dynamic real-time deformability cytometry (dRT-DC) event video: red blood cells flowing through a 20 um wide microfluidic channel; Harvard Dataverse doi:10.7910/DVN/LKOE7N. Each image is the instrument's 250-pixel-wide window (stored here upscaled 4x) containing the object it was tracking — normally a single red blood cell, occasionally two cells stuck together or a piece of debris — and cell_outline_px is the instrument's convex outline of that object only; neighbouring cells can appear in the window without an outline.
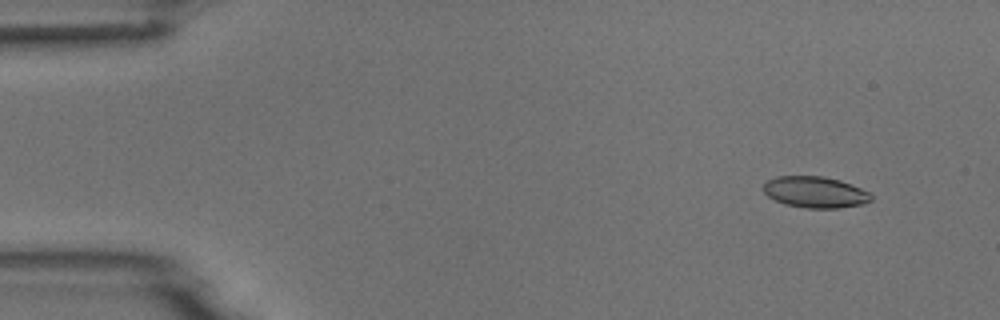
{"species": "common noctule bat (a hibernating species)", "species_latin": "Nyctalus noctula", "temperature_condition": "room temperature", "stored_images_in_passage": 5, "camera_frame_rate_fps": 3000, "um_per_image_px": 0.085, "animal": {"sex": "male", "body_mass_g": 18.8}, "frame": {"image": 1, "passage_image": 2, "time_ms": 0.333, "image_size_px": [1000, 320], "cell_outline_px": [[872, 200], [864, 204], [840, 208], [808, 208], [784, 204], [768, 196], [764, 192], [764, 184], [768, 180], [776, 176], [824, 176], [840, 180], [860, 188], [868, 192], [872, 196]], "centroid_in_image_um": [69.3, 16.33], "position_along_channel_um": 15.7, "area_um2": 19.59}}
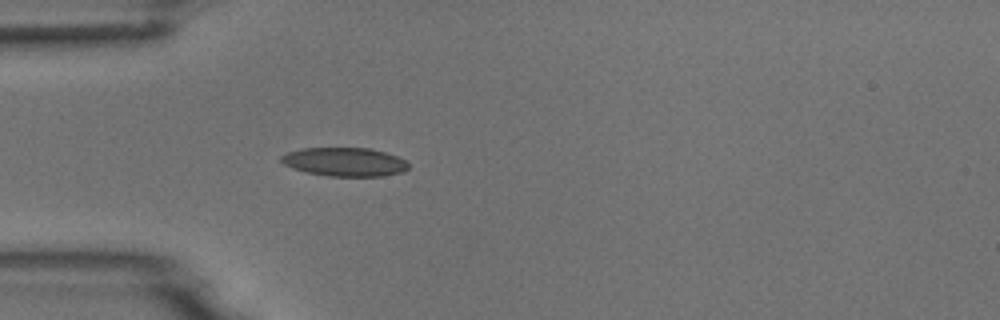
{"frame": {"image": 2, "passage_image": 5, "time_ms": 1.333, "image_size_px": [1000, 320], "cell_outline_px": [[408, 168], [404, 172], [384, 176], [328, 176], [308, 172], [284, 164], [280, 160], [280, 156], [288, 152], [300, 148], [372, 148], [396, 156], [404, 160], [408, 164]], "centroid_in_image_um": [29.31, 13.76], "position_along_channel_um": 55.7, "area_um2": 21.15}}